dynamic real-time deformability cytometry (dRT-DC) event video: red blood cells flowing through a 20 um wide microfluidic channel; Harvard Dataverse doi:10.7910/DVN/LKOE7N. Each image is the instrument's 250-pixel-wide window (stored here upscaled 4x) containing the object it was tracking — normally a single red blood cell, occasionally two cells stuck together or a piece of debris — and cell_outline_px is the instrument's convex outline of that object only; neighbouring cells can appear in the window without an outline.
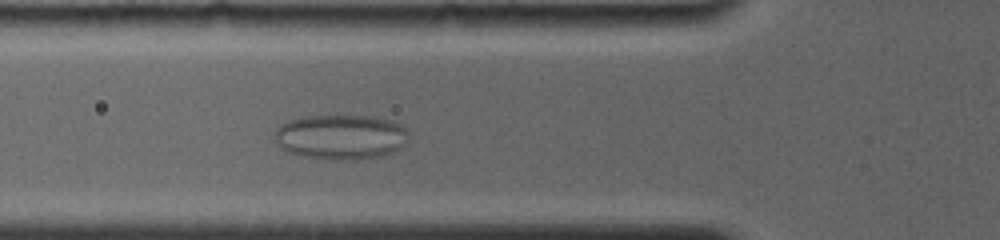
{"species": "common noctule bat (a hibernating species)", "species_latin": "Nyctalus noctula", "temperature_condition": "room temperature", "stored_images_in_passage": 2, "camera_frame_rate_fps": 4000, "um_per_image_px": 0.085, "animal": {"sex": "female", "body_mass_g": 19.0, "forearm_length_mm": 56.7}, "frame": {"image": 1, "passage_image": 2, "time_ms": 1.0, "image_size_px": [1000, 240], "cell_outline_px": [[408, 132], [396, 148], [392, 152], [380, 156], [340, 160], [332, 160], [304, 156], [288, 152], [276, 140], [276, 128], [280, 124], [288, 120], [304, 116], [368, 116], [388, 120], [400, 124]], "centroid_in_image_um": [28.89, 11.62], "position_along_channel_um": 96.9, "area_um2": 34.16}}